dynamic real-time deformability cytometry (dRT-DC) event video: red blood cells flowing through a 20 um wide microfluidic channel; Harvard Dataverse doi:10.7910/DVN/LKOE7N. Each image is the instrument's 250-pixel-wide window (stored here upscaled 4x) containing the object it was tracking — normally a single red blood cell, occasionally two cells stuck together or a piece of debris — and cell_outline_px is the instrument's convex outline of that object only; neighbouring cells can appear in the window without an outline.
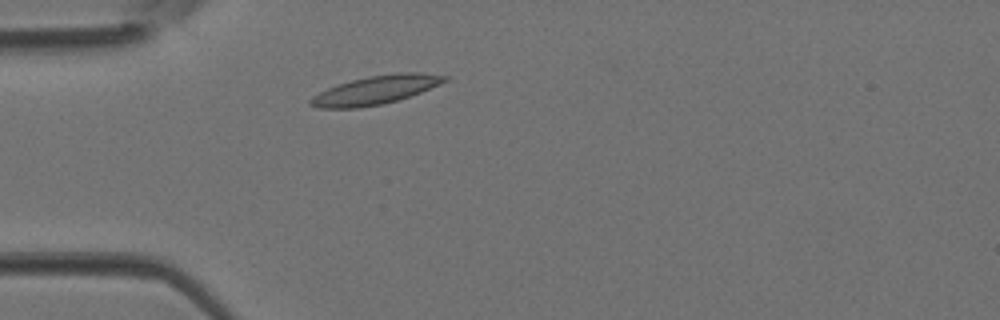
{"species": "Egyptian fruit bat (a non-hibernating species)", "species_latin": "Rousettus aegyptiacus", "temperature_condition": "room temperature", "stored_images_in_passage": 2, "camera_frame_rate_fps": 3000, "um_per_image_px": 0.085, "animal": {"sex": "female"}, "frame": {"image": 1, "passage_image": 2, "time_ms": 0.333, "image_size_px": [1000, 320], "cell_outline_px": [[448, 80], [440, 84], [420, 92], [384, 104], [360, 108], [316, 108], [308, 104], [308, 100], [312, 96], [328, 88], [352, 80], [368, 76], [400, 72], [420, 72], [448, 76]], "centroid_in_image_um": [31.91, 7.65], "position_along_channel_um": 53.1, "area_um2": 22.25}}